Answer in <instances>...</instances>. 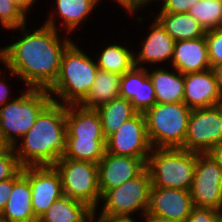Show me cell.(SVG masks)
<instances>
[{"mask_svg":"<svg viewBox=\"0 0 222 222\" xmlns=\"http://www.w3.org/2000/svg\"><path fill=\"white\" fill-rule=\"evenodd\" d=\"M0 107V143L14 147L52 101L47 89L27 88L18 98Z\"/></svg>","mask_w":222,"mask_h":222,"instance_id":"277c9868","label":"cell"},{"mask_svg":"<svg viewBox=\"0 0 222 222\" xmlns=\"http://www.w3.org/2000/svg\"><path fill=\"white\" fill-rule=\"evenodd\" d=\"M21 168L14 148L2 146L0 148V181L12 178Z\"/></svg>","mask_w":222,"mask_h":222,"instance_id":"4dcf8cb0","label":"cell"},{"mask_svg":"<svg viewBox=\"0 0 222 222\" xmlns=\"http://www.w3.org/2000/svg\"><path fill=\"white\" fill-rule=\"evenodd\" d=\"M193 207L189 190L151 187L146 217L185 222Z\"/></svg>","mask_w":222,"mask_h":222,"instance_id":"5bb4252c","label":"cell"},{"mask_svg":"<svg viewBox=\"0 0 222 222\" xmlns=\"http://www.w3.org/2000/svg\"><path fill=\"white\" fill-rule=\"evenodd\" d=\"M152 1L153 0H131V14H134V12H137L138 9L141 10V7L146 6L148 3ZM157 1L159 2V0Z\"/></svg>","mask_w":222,"mask_h":222,"instance_id":"ab89813d","label":"cell"},{"mask_svg":"<svg viewBox=\"0 0 222 222\" xmlns=\"http://www.w3.org/2000/svg\"><path fill=\"white\" fill-rule=\"evenodd\" d=\"M147 158L108 153L98 163V184L101 194L138 176L146 168Z\"/></svg>","mask_w":222,"mask_h":222,"instance_id":"4fadbf2b","label":"cell"},{"mask_svg":"<svg viewBox=\"0 0 222 222\" xmlns=\"http://www.w3.org/2000/svg\"><path fill=\"white\" fill-rule=\"evenodd\" d=\"M66 137L105 139L99 113L80 105H66Z\"/></svg>","mask_w":222,"mask_h":222,"instance_id":"ffe728a7","label":"cell"},{"mask_svg":"<svg viewBox=\"0 0 222 222\" xmlns=\"http://www.w3.org/2000/svg\"><path fill=\"white\" fill-rule=\"evenodd\" d=\"M9 92L10 91L8 90V86L5 84V82L2 81V79H0V107L9 102L7 101L8 99H10L8 98V95L10 96Z\"/></svg>","mask_w":222,"mask_h":222,"instance_id":"8d00e7d4","label":"cell"},{"mask_svg":"<svg viewBox=\"0 0 222 222\" xmlns=\"http://www.w3.org/2000/svg\"><path fill=\"white\" fill-rule=\"evenodd\" d=\"M53 167L60 175L63 195L87 203L96 213L99 200H101L98 164L60 158Z\"/></svg>","mask_w":222,"mask_h":222,"instance_id":"ba28073f","label":"cell"},{"mask_svg":"<svg viewBox=\"0 0 222 222\" xmlns=\"http://www.w3.org/2000/svg\"><path fill=\"white\" fill-rule=\"evenodd\" d=\"M216 222H222V216H220V217L216 220Z\"/></svg>","mask_w":222,"mask_h":222,"instance_id":"f6af8a7d","label":"cell"},{"mask_svg":"<svg viewBox=\"0 0 222 222\" xmlns=\"http://www.w3.org/2000/svg\"><path fill=\"white\" fill-rule=\"evenodd\" d=\"M151 149L146 120L141 112L125 121L106 139V151L115 155L148 158Z\"/></svg>","mask_w":222,"mask_h":222,"instance_id":"8fae6325","label":"cell"},{"mask_svg":"<svg viewBox=\"0 0 222 222\" xmlns=\"http://www.w3.org/2000/svg\"><path fill=\"white\" fill-rule=\"evenodd\" d=\"M95 110L100 115L105 139L115 133L125 121L138 113L129 100L120 96L99 106Z\"/></svg>","mask_w":222,"mask_h":222,"instance_id":"d4e9b609","label":"cell"},{"mask_svg":"<svg viewBox=\"0 0 222 222\" xmlns=\"http://www.w3.org/2000/svg\"><path fill=\"white\" fill-rule=\"evenodd\" d=\"M147 73L155 90L157 103L183 102L184 74L176 70L170 72L163 68H155Z\"/></svg>","mask_w":222,"mask_h":222,"instance_id":"7402d4cb","label":"cell"},{"mask_svg":"<svg viewBox=\"0 0 222 222\" xmlns=\"http://www.w3.org/2000/svg\"><path fill=\"white\" fill-rule=\"evenodd\" d=\"M171 63L182 74L211 68L205 37L176 41Z\"/></svg>","mask_w":222,"mask_h":222,"instance_id":"d6986e66","label":"cell"},{"mask_svg":"<svg viewBox=\"0 0 222 222\" xmlns=\"http://www.w3.org/2000/svg\"><path fill=\"white\" fill-rule=\"evenodd\" d=\"M145 222H181V221L164 219L160 217H145Z\"/></svg>","mask_w":222,"mask_h":222,"instance_id":"b9f144b4","label":"cell"},{"mask_svg":"<svg viewBox=\"0 0 222 222\" xmlns=\"http://www.w3.org/2000/svg\"><path fill=\"white\" fill-rule=\"evenodd\" d=\"M95 210L87 203L62 196L38 219L40 222H95Z\"/></svg>","mask_w":222,"mask_h":222,"instance_id":"44dd1931","label":"cell"},{"mask_svg":"<svg viewBox=\"0 0 222 222\" xmlns=\"http://www.w3.org/2000/svg\"><path fill=\"white\" fill-rule=\"evenodd\" d=\"M118 4L122 5L125 10H127V13H131V0H115Z\"/></svg>","mask_w":222,"mask_h":222,"instance_id":"7bdbcfd3","label":"cell"},{"mask_svg":"<svg viewBox=\"0 0 222 222\" xmlns=\"http://www.w3.org/2000/svg\"><path fill=\"white\" fill-rule=\"evenodd\" d=\"M197 153L181 148H152L146 161L152 187L190 190Z\"/></svg>","mask_w":222,"mask_h":222,"instance_id":"5b68a950","label":"cell"},{"mask_svg":"<svg viewBox=\"0 0 222 222\" xmlns=\"http://www.w3.org/2000/svg\"><path fill=\"white\" fill-rule=\"evenodd\" d=\"M189 192L195 207L222 212V168L210 153H197Z\"/></svg>","mask_w":222,"mask_h":222,"instance_id":"30bf717a","label":"cell"},{"mask_svg":"<svg viewBox=\"0 0 222 222\" xmlns=\"http://www.w3.org/2000/svg\"><path fill=\"white\" fill-rule=\"evenodd\" d=\"M66 133V105L51 101L13 147L20 165L53 166L65 152Z\"/></svg>","mask_w":222,"mask_h":222,"instance_id":"7a4b0ae2","label":"cell"},{"mask_svg":"<svg viewBox=\"0 0 222 222\" xmlns=\"http://www.w3.org/2000/svg\"><path fill=\"white\" fill-rule=\"evenodd\" d=\"M120 97L129 100L134 108L141 113L157 103L147 68L134 65L121 76Z\"/></svg>","mask_w":222,"mask_h":222,"instance_id":"2e32d148","label":"cell"},{"mask_svg":"<svg viewBox=\"0 0 222 222\" xmlns=\"http://www.w3.org/2000/svg\"><path fill=\"white\" fill-rule=\"evenodd\" d=\"M0 62L4 63V52H3V48L0 49Z\"/></svg>","mask_w":222,"mask_h":222,"instance_id":"ee69618b","label":"cell"},{"mask_svg":"<svg viewBox=\"0 0 222 222\" xmlns=\"http://www.w3.org/2000/svg\"><path fill=\"white\" fill-rule=\"evenodd\" d=\"M221 215L216 209L194 206L185 222H216Z\"/></svg>","mask_w":222,"mask_h":222,"instance_id":"d6a6232c","label":"cell"},{"mask_svg":"<svg viewBox=\"0 0 222 222\" xmlns=\"http://www.w3.org/2000/svg\"><path fill=\"white\" fill-rule=\"evenodd\" d=\"M208 59L210 66L222 62V27L206 31Z\"/></svg>","mask_w":222,"mask_h":222,"instance_id":"1f68e13d","label":"cell"},{"mask_svg":"<svg viewBox=\"0 0 222 222\" xmlns=\"http://www.w3.org/2000/svg\"><path fill=\"white\" fill-rule=\"evenodd\" d=\"M55 13L32 33L26 30V25L14 28L20 29L23 37L3 47V64L10 75L19 76L27 88L48 90L54 84L63 52L72 42L69 36L63 41L59 39Z\"/></svg>","mask_w":222,"mask_h":222,"instance_id":"6da1fadb","label":"cell"},{"mask_svg":"<svg viewBox=\"0 0 222 222\" xmlns=\"http://www.w3.org/2000/svg\"><path fill=\"white\" fill-rule=\"evenodd\" d=\"M152 183L149 171L145 168L138 176L126 181L116 188L105 190L101 200L105 202L99 218H132L134 212L143 213L146 217Z\"/></svg>","mask_w":222,"mask_h":222,"instance_id":"52a82bcc","label":"cell"},{"mask_svg":"<svg viewBox=\"0 0 222 222\" xmlns=\"http://www.w3.org/2000/svg\"><path fill=\"white\" fill-rule=\"evenodd\" d=\"M188 13L205 31L222 27V0H200Z\"/></svg>","mask_w":222,"mask_h":222,"instance_id":"f1b7e54d","label":"cell"},{"mask_svg":"<svg viewBox=\"0 0 222 222\" xmlns=\"http://www.w3.org/2000/svg\"><path fill=\"white\" fill-rule=\"evenodd\" d=\"M150 33L142 43V49L134 56V65L143 67L146 62L155 64L171 60L174 53L175 40L165 31L155 18L150 25Z\"/></svg>","mask_w":222,"mask_h":222,"instance_id":"ac0fdd59","label":"cell"},{"mask_svg":"<svg viewBox=\"0 0 222 222\" xmlns=\"http://www.w3.org/2000/svg\"><path fill=\"white\" fill-rule=\"evenodd\" d=\"M32 191V210L38 220L47 209L63 196L61 178L53 166L23 167Z\"/></svg>","mask_w":222,"mask_h":222,"instance_id":"7c38bea8","label":"cell"},{"mask_svg":"<svg viewBox=\"0 0 222 222\" xmlns=\"http://www.w3.org/2000/svg\"><path fill=\"white\" fill-rule=\"evenodd\" d=\"M209 153L213 156V158L222 168V142L216 145Z\"/></svg>","mask_w":222,"mask_h":222,"instance_id":"f35d334b","label":"cell"},{"mask_svg":"<svg viewBox=\"0 0 222 222\" xmlns=\"http://www.w3.org/2000/svg\"><path fill=\"white\" fill-rule=\"evenodd\" d=\"M211 70L214 74L215 80L218 83V86L222 92V62L211 67Z\"/></svg>","mask_w":222,"mask_h":222,"instance_id":"74e56055","label":"cell"},{"mask_svg":"<svg viewBox=\"0 0 222 222\" xmlns=\"http://www.w3.org/2000/svg\"><path fill=\"white\" fill-rule=\"evenodd\" d=\"M160 1V0H159ZM162 7L158 13H188L190 8L200 0H161Z\"/></svg>","mask_w":222,"mask_h":222,"instance_id":"836d02e7","label":"cell"},{"mask_svg":"<svg viewBox=\"0 0 222 222\" xmlns=\"http://www.w3.org/2000/svg\"><path fill=\"white\" fill-rule=\"evenodd\" d=\"M121 76L98 69L91 89L78 105L86 109H97L99 106L119 97Z\"/></svg>","mask_w":222,"mask_h":222,"instance_id":"603a6c76","label":"cell"},{"mask_svg":"<svg viewBox=\"0 0 222 222\" xmlns=\"http://www.w3.org/2000/svg\"><path fill=\"white\" fill-rule=\"evenodd\" d=\"M26 16L10 1L0 0V24L7 30L26 25Z\"/></svg>","mask_w":222,"mask_h":222,"instance_id":"f546056e","label":"cell"},{"mask_svg":"<svg viewBox=\"0 0 222 222\" xmlns=\"http://www.w3.org/2000/svg\"><path fill=\"white\" fill-rule=\"evenodd\" d=\"M135 55L127 46L111 44L100 52L96 63L100 70L123 75L134 66Z\"/></svg>","mask_w":222,"mask_h":222,"instance_id":"83f0119b","label":"cell"},{"mask_svg":"<svg viewBox=\"0 0 222 222\" xmlns=\"http://www.w3.org/2000/svg\"><path fill=\"white\" fill-rule=\"evenodd\" d=\"M13 3L25 16L27 11L31 10L30 8L34 3H37V0H8Z\"/></svg>","mask_w":222,"mask_h":222,"instance_id":"d590c367","label":"cell"},{"mask_svg":"<svg viewBox=\"0 0 222 222\" xmlns=\"http://www.w3.org/2000/svg\"><path fill=\"white\" fill-rule=\"evenodd\" d=\"M183 102L190 109L210 107L222 103V92L211 68L184 74Z\"/></svg>","mask_w":222,"mask_h":222,"instance_id":"9a60e30c","label":"cell"},{"mask_svg":"<svg viewBox=\"0 0 222 222\" xmlns=\"http://www.w3.org/2000/svg\"><path fill=\"white\" fill-rule=\"evenodd\" d=\"M105 151L106 139L66 137L65 152L61 158H71L98 164Z\"/></svg>","mask_w":222,"mask_h":222,"instance_id":"484cf974","label":"cell"},{"mask_svg":"<svg viewBox=\"0 0 222 222\" xmlns=\"http://www.w3.org/2000/svg\"><path fill=\"white\" fill-rule=\"evenodd\" d=\"M98 69L97 63L72 41L63 52L59 75L48 89L52 101L78 105L91 89Z\"/></svg>","mask_w":222,"mask_h":222,"instance_id":"3957f363","label":"cell"},{"mask_svg":"<svg viewBox=\"0 0 222 222\" xmlns=\"http://www.w3.org/2000/svg\"><path fill=\"white\" fill-rule=\"evenodd\" d=\"M133 218L95 219V222H136Z\"/></svg>","mask_w":222,"mask_h":222,"instance_id":"60d3db41","label":"cell"},{"mask_svg":"<svg viewBox=\"0 0 222 222\" xmlns=\"http://www.w3.org/2000/svg\"><path fill=\"white\" fill-rule=\"evenodd\" d=\"M192 109L184 102L156 103L143 114L152 148H182Z\"/></svg>","mask_w":222,"mask_h":222,"instance_id":"8992f818","label":"cell"},{"mask_svg":"<svg viewBox=\"0 0 222 222\" xmlns=\"http://www.w3.org/2000/svg\"><path fill=\"white\" fill-rule=\"evenodd\" d=\"M222 142V103L192 109L187 133L181 149L195 153H209Z\"/></svg>","mask_w":222,"mask_h":222,"instance_id":"9c48e42d","label":"cell"},{"mask_svg":"<svg viewBox=\"0 0 222 222\" xmlns=\"http://www.w3.org/2000/svg\"><path fill=\"white\" fill-rule=\"evenodd\" d=\"M13 189V177L4 181H0V214L9 200V196Z\"/></svg>","mask_w":222,"mask_h":222,"instance_id":"e575fe53","label":"cell"},{"mask_svg":"<svg viewBox=\"0 0 222 222\" xmlns=\"http://www.w3.org/2000/svg\"><path fill=\"white\" fill-rule=\"evenodd\" d=\"M155 18L175 41L205 37L206 31L189 13H158Z\"/></svg>","mask_w":222,"mask_h":222,"instance_id":"cb8c5ba5","label":"cell"},{"mask_svg":"<svg viewBox=\"0 0 222 222\" xmlns=\"http://www.w3.org/2000/svg\"><path fill=\"white\" fill-rule=\"evenodd\" d=\"M32 210V191L23 167L13 176V189L0 214V222H36Z\"/></svg>","mask_w":222,"mask_h":222,"instance_id":"e0dca14e","label":"cell"},{"mask_svg":"<svg viewBox=\"0 0 222 222\" xmlns=\"http://www.w3.org/2000/svg\"><path fill=\"white\" fill-rule=\"evenodd\" d=\"M100 0H56L58 15L63 20L62 25L68 33L76 31V28L91 14Z\"/></svg>","mask_w":222,"mask_h":222,"instance_id":"4316f807","label":"cell"}]
</instances>
